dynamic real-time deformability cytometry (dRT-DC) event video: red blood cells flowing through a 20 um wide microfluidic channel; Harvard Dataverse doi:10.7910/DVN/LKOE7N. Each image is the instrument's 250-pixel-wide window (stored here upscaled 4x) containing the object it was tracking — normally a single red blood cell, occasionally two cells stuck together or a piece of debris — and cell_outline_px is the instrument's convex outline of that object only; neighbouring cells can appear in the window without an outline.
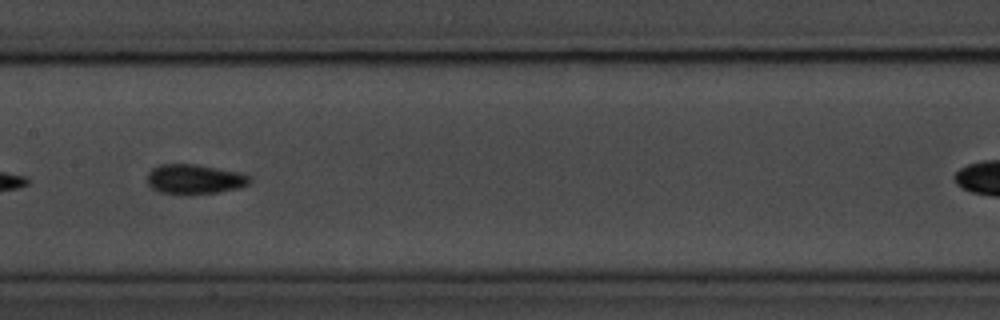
{"species": "common noctule bat (a hibernating species)", "species_latin": "Nyctalus noctula", "temperature_condition": "room temperature", "stored_images_in_passage": 13, "camera_frame_rate_fps": 3000, "um_per_image_px": 0.085, "animal": {"sex": "male", "body_mass_g": 20.1, "forearm_length_mm": 53.5}, "frame": {"image": 1, "passage_image": 6, "time_ms": 5.667, "image_size_px": [1000, 320], "cell_outline_px": [[252, 180], [248, 184], [240, 188], [220, 192], [160, 192], [152, 188], [148, 184], [148, 172], [152, 168], [160, 164], [196, 164], [236, 172], [248, 176]], "centroid_in_image_um": [16.53, 15.2], "position_along_channel_um": 190.9, "area_um2": 17.11}}